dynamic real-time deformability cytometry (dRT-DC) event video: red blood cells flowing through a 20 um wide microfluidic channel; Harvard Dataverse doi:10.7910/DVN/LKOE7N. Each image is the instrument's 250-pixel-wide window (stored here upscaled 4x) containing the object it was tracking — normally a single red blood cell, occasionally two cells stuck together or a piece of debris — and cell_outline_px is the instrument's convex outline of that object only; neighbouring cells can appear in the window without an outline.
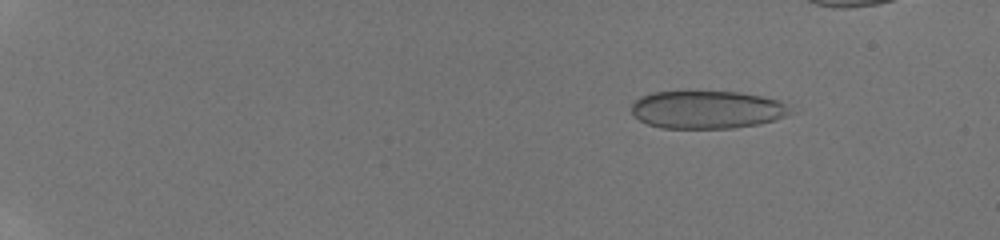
{"species": "human", "species_latin": "Homo sapiens", "temperature_condition": "room temperature", "stored_images_in_passage": 35, "camera_frame_rate_fps": 3000, "um_per_image_px": 0.085, "donor": {"sex": "male"}, "frame": {"image": 1, "passage_image": 8, "time_ms": 2.667, "image_size_px": [1000, 240], "cell_outline_px": [[792, 112], [784, 116], [772, 120], [756, 124], [732, 128], [660, 128], [648, 124], [640, 120], [632, 112], [632, 104], [640, 96], [652, 92], [740, 92], [780, 100], [788, 104], [792, 108]], "centroid_in_image_um": [60.1, 9.32], "position_along_channel_um": 24.9, "area_um2": 34.91}}
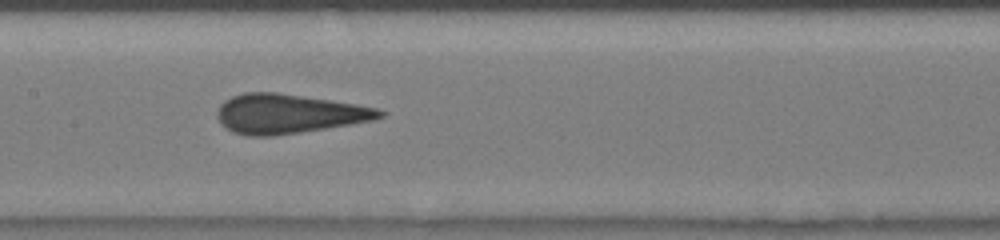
{"frame": {"image": 2, "passage_image": 23, "time_ms": 10.0, "image_size_px": [1000, 240], "cell_outline_px": [[388, 112], [384, 116], [372, 120], [300, 132], [272, 136], [248, 136], [232, 132], [216, 116], [216, 112], [220, 104], [224, 100], [232, 96], [244, 92], [276, 92], [356, 104], [376, 108]], "centroid_in_image_um": [24.5, 9.66], "position_along_channel_um": 182.9, "area_um2": 36.93}}
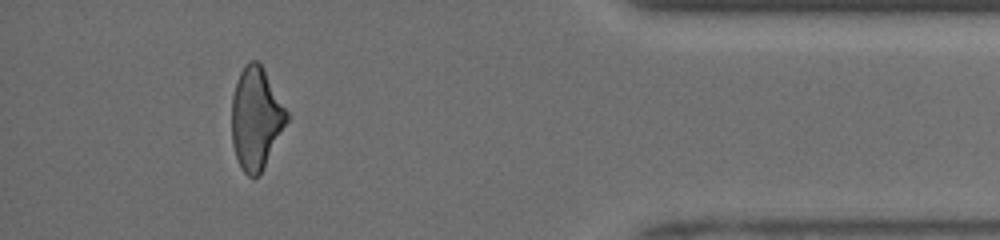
{"frame": {"image": 3, "passage_image": 33, "time_ms": 16.333, "image_size_px": [1000, 240], "cell_outline_px": [[292, 116], [260, 172], [256, 176], [248, 176], [244, 172], [236, 156], [232, 144], [232, 96], [240, 72], [244, 64], [248, 60], [256, 60], [264, 68]], "centroid_in_image_um": [21.8, 10.0], "position_along_channel_um": 413.4, "area_um2": 32.95}}